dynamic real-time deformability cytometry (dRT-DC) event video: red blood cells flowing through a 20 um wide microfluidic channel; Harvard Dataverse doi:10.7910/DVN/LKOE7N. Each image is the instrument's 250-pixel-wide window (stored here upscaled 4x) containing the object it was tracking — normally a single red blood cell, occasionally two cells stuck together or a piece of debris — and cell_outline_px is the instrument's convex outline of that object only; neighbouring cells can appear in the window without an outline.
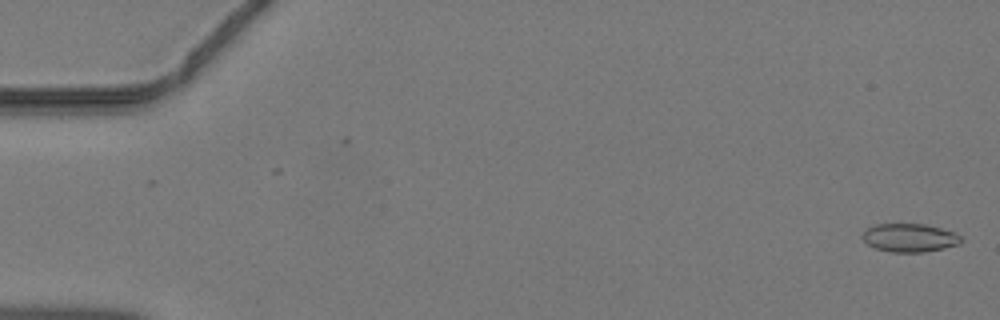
{"species": "common noctule bat (a hibernating species)", "species_latin": "Nyctalus noctula", "temperature_condition": "warm", "stored_images_in_passage": 2, "camera_frame_rate_fps": 3000, "um_per_image_px": 0.085, "animal": {"sex": "male", "body_mass_g": 19.2, "forearm_length_mm": 51.8}, "frame": {"image": 1, "passage_image": 2, "time_ms": 0.333, "image_size_px": [1000, 320], "cell_outline_px": [[964, 240], [960, 244], [944, 248], [924, 252], [892, 252], [876, 248], [868, 244], [860, 236], [868, 228], [876, 224], [924, 224], [956, 232]], "centroid_in_image_um": [77.35, 20.21], "position_along_channel_um": 7.7, "area_um2": 16.3}}